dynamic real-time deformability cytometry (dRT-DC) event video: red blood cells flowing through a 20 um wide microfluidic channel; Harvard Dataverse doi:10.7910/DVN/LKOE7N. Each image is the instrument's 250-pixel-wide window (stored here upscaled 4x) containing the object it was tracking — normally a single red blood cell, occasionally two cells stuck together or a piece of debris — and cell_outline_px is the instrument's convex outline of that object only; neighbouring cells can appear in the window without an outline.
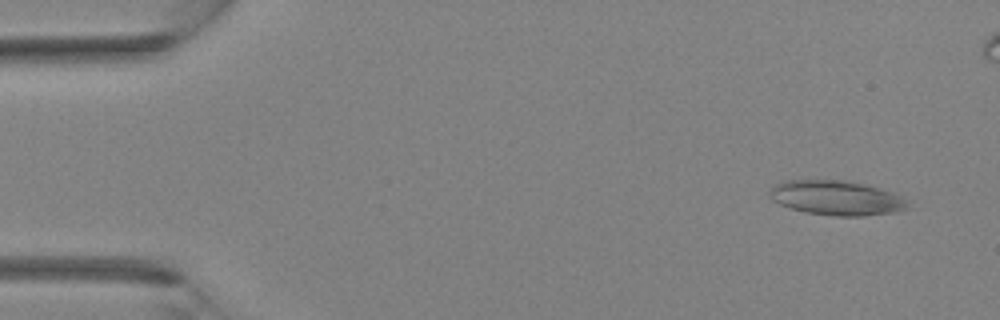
{"species": "Egyptian fruit bat (a non-hibernating species)", "species_latin": "Rousettus aegyptiacus", "temperature_condition": "room temperature", "stored_images_in_passage": 38, "camera_frame_rate_fps": 3000, "um_per_image_px": 0.085, "animal": {"sex": "female"}, "frame": {"image": 1, "passage_image": 3, "time_ms": 0.667, "image_size_px": [1000, 320], "cell_outline_px": [[908, 208], [896, 212], [864, 216], [836, 216], [804, 212], [780, 204], [772, 200], [768, 192], [776, 184], [784, 180], [844, 180], [864, 184], [892, 192], [900, 196], [908, 204]], "centroid_in_image_um": [71.08, 16.82], "position_along_channel_um": 13.9, "area_um2": 27.74}}
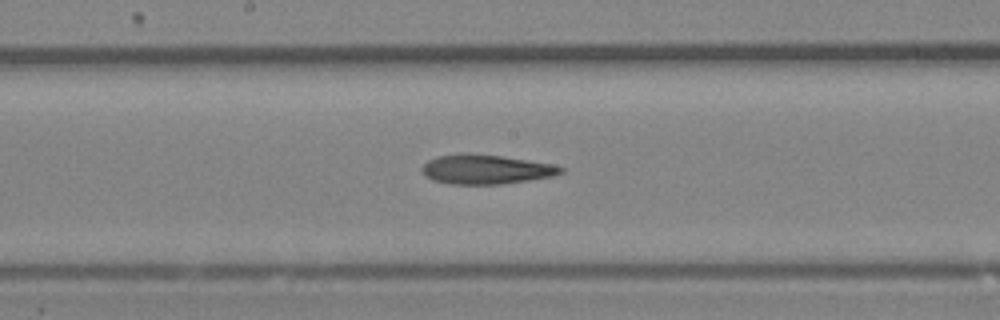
{"frame": {"image": 2, "passage_image": 20, "time_ms": 6.333, "image_size_px": [1000, 320], "cell_outline_px": [[564, 172], [552, 176], [528, 180], [500, 184], [452, 184], [432, 180], [424, 176], [420, 172], [420, 168], [428, 160], [436, 156], [468, 152], [504, 156], [552, 164], [564, 168]], "centroid_in_image_um": [41.24, 14.38], "position_along_channel_um": 207.0, "area_um2": 24.04}}
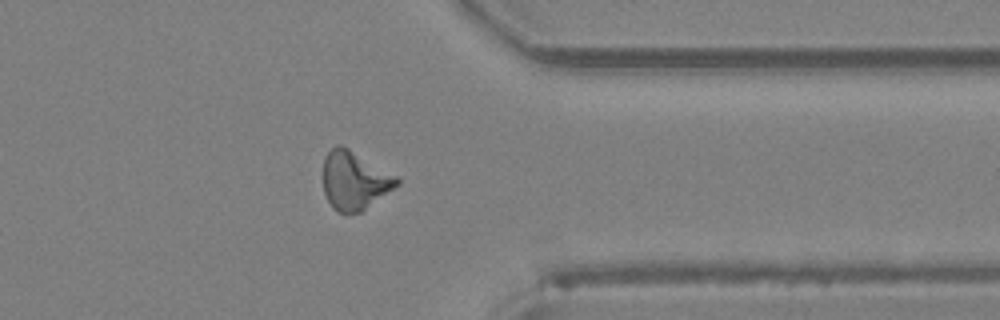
{"frame": {"image": 3, "passage_image": 30, "time_ms": 9.667, "image_size_px": [1000, 320], "cell_outline_px": [[400, 184], [360, 212], [344, 216], [336, 212], [332, 208], [324, 192], [324, 156], [336, 144], [340, 144], [348, 148], [396, 176], [400, 180]], "centroid_in_image_um": [30.1, 15.38], "position_along_channel_um": 381.3, "area_um2": 25.03}}